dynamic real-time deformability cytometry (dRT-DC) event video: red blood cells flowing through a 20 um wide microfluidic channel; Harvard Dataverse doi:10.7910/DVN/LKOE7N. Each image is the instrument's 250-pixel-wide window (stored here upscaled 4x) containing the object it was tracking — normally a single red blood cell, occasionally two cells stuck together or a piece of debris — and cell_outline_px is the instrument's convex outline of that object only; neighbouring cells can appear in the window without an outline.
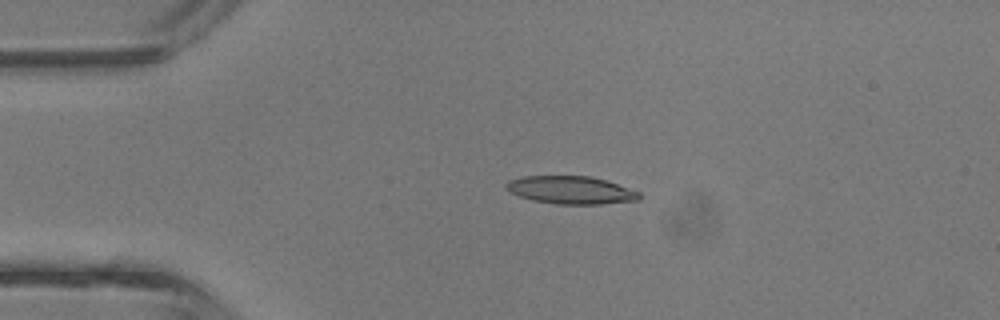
{"species": "common noctule bat (a hibernating species)", "species_latin": "Nyctalus noctula", "temperature_condition": "room temperature", "stored_images_in_passage": 3, "camera_frame_rate_fps": 3000, "um_per_image_px": 0.085, "animal": {"sex": "male", "body_mass_g": 13.3}, "frame": {"image": 1, "passage_image": 1, "time_ms": 0.0, "image_size_px": [1000, 320], "cell_outline_px": [[640, 200], [600, 204], [556, 204], [532, 200], [508, 192], [504, 188], [504, 184], [508, 180], [524, 176], [592, 176], [640, 192]], "centroid_in_image_um": [48.47, 16.15], "position_along_channel_um": 36.5, "area_um2": 21.62}}
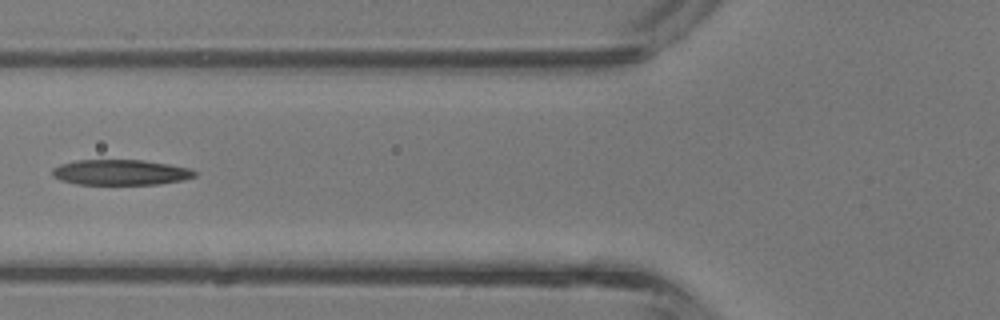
{"frame": {"image": 2, "passage_image": 3, "time_ms": 0.667, "image_size_px": [1000, 320], "cell_outline_px": [[196, 176], [184, 180], [156, 184], [76, 184], [60, 180], [52, 176], [52, 168], [60, 164], [76, 160], [144, 160], [168, 164], [188, 168], [196, 172]], "centroid_in_image_um": [10.22, 14.65], "position_along_channel_um": 115.6, "area_um2": 21.1}}